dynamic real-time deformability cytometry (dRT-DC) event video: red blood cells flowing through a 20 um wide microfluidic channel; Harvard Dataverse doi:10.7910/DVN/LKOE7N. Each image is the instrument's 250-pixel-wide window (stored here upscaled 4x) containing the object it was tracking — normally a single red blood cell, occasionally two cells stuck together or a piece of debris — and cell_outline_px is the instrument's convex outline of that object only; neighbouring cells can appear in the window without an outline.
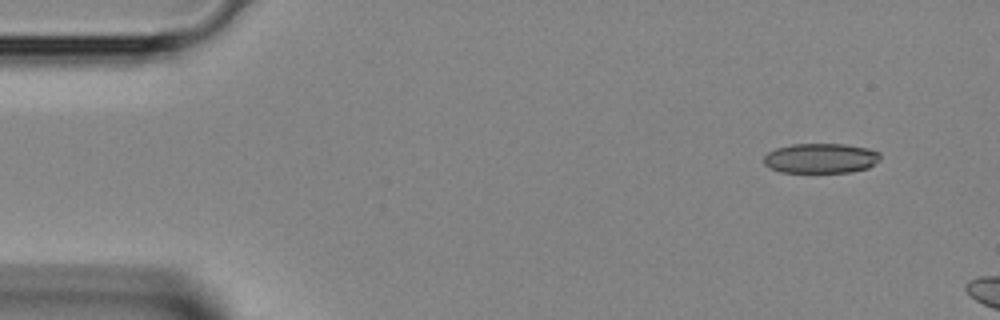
{"species": "Egyptian fruit bat (a non-hibernating species)", "species_latin": "Rousettus aegyptiacus", "temperature_condition": "room temperature", "stored_images_in_passage": 3, "camera_frame_rate_fps": 3000, "um_per_image_px": 0.085, "animal": {"sex": "female"}, "frame": {"image": 1, "passage_image": 1, "time_ms": 0.0, "image_size_px": [1000, 320], "cell_outline_px": [[880, 160], [868, 168], [852, 172], [780, 172], [764, 164], [764, 156], [768, 152], [776, 148], [792, 144], [844, 144], [868, 148], [880, 152]], "centroid_in_image_um": [69.79, 13.45], "position_along_channel_um": 15.2, "area_um2": 20.35}}